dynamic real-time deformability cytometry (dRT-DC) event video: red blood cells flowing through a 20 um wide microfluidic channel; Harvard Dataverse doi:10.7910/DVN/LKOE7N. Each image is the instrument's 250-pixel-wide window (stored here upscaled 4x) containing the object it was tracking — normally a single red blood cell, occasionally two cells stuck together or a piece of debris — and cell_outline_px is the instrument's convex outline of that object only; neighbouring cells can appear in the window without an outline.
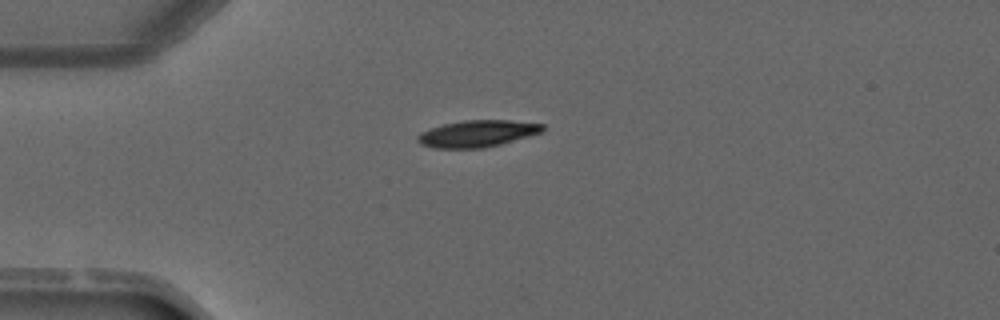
{"species": "common noctule bat (a hibernating species)", "species_latin": "Nyctalus noctula", "temperature_condition": "warm", "stored_images_in_passage": 4, "camera_frame_rate_fps": 3000, "um_per_image_px": 0.085, "animal": {"sex": "male", "forearm_length_mm": 52.5}, "frame": {"image": 1, "passage_image": 4, "time_ms": 3.667, "image_size_px": [1000, 320], "cell_outline_px": [[544, 132], [500, 144], [484, 148], [432, 148], [420, 144], [416, 140], [416, 136], [420, 132], [444, 124], [464, 120], [512, 120], [544, 124]], "centroid_in_image_um": [40.57, 11.36], "position_along_channel_um": 44.4, "area_um2": 19.59}}